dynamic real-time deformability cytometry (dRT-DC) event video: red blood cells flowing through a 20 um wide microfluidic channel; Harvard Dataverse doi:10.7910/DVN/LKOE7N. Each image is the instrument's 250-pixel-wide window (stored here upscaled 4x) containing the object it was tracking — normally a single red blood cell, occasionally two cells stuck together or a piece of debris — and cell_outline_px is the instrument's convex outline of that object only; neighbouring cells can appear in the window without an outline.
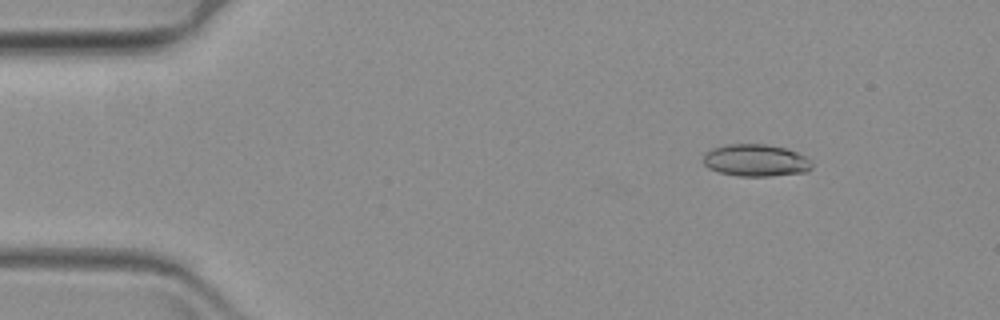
{"species": "common noctule bat (a hibernating species)", "species_latin": "Nyctalus noctula", "temperature_condition": "warm", "stored_images_in_passage": 53, "camera_frame_rate_fps": 3000, "um_per_image_px": 0.085, "animal": {"sex": "female", "body_mass_g": 19.3, "forearm_length_mm": 54.1}, "frame": {"image": 1, "passage_image": 2, "time_ms": 0.333, "image_size_px": [1000, 320], "cell_outline_px": [[812, 168], [808, 172], [768, 176], [736, 176], [720, 172], [708, 168], [704, 164], [704, 152], [712, 148], [728, 144], [764, 144], [784, 148], [808, 156], [812, 164]], "centroid_in_image_um": [64.25, 13.63], "position_along_channel_um": 20.7, "area_um2": 20.46}}
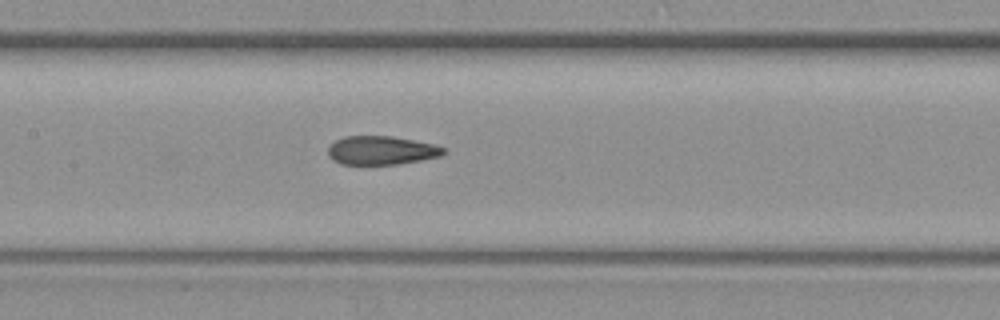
{"frame": {"image": 2, "passage_image": 24, "time_ms": 7.667, "image_size_px": [1000, 320], "cell_outline_px": [[448, 148], [440, 156], [400, 164], [340, 164], [332, 160], [328, 156], [328, 148], [336, 140], [344, 136], [392, 136], [432, 144]], "centroid_in_image_um": [32.4, 12.78], "position_along_channel_um": 175.0, "area_um2": 19.25}}
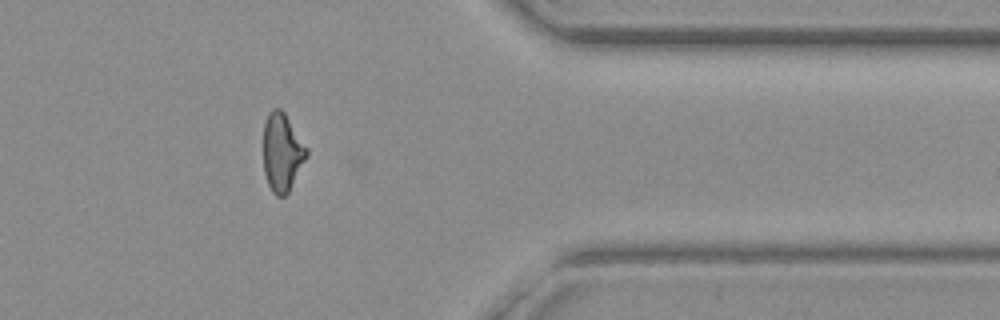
{"frame": {"image": 3, "passage_image": 45, "time_ms": 14.667, "image_size_px": [1000, 320], "cell_outline_px": [[308, 152], [288, 192], [284, 196], [276, 196], [272, 192], [268, 184], [264, 172], [264, 124], [268, 112], [272, 108], [280, 108], [284, 112], [308, 148]], "centroid_in_image_um": [23.96, 12.92], "position_along_channel_um": 387.4, "area_um2": 19.42}}